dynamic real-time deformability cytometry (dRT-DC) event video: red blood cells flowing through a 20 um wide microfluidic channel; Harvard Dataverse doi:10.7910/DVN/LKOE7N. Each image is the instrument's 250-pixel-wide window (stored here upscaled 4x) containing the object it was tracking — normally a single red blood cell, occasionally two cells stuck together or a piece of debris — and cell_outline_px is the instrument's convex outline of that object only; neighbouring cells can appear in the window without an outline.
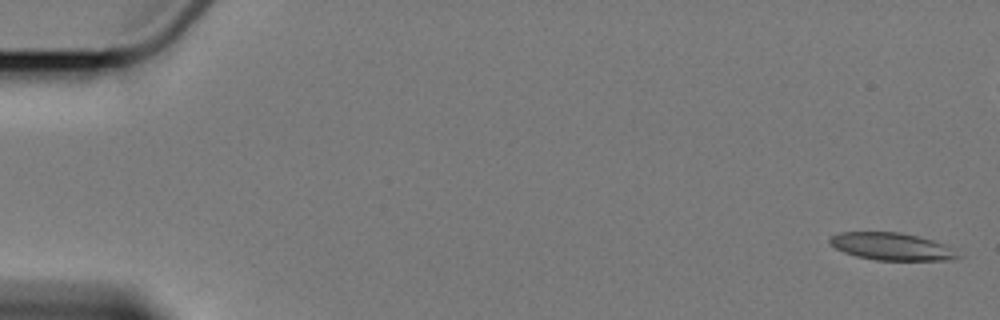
{"species": "Egyptian fruit bat (a non-hibernating species)", "species_latin": "Rousettus aegyptiacus", "temperature_condition": "cold", "stored_images_in_passage": 6, "camera_frame_rate_fps": 3000, "um_per_image_px": 0.085, "animal": {"sex": "female"}, "frame": {"image": 1, "passage_image": 1, "time_ms": 0.0, "image_size_px": [1000, 320], "cell_outline_px": [[964, 256], [948, 260], [876, 260], [856, 256], [844, 252], [836, 248], [828, 240], [828, 236], [840, 232], [900, 232], [932, 240], [944, 244], [952, 248]], "centroid_in_image_um": [75.79, 20.95], "position_along_channel_um": 9.2, "area_um2": 20.46}}